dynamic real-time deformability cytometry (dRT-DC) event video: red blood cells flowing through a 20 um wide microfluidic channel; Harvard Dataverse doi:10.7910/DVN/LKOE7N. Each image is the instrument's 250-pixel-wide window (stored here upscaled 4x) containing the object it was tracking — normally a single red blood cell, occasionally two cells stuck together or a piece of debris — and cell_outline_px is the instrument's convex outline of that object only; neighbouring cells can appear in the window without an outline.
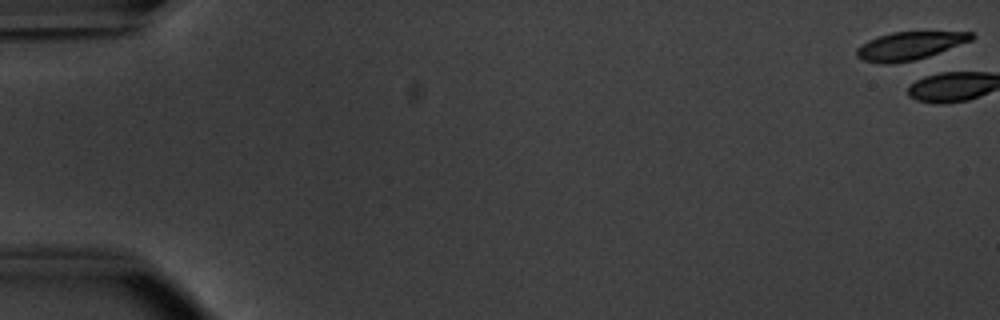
{"species": "common noctule bat (a hibernating species)", "species_latin": "Nyctalus noctula", "temperature_condition": "warm", "stored_images_in_passage": 3, "camera_frame_rate_fps": 3000, "um_per_image_px": 0.085, "animal": {"sex": "male", "body_mass_g": 20.1, "forearm_length_mm": 53.5}, "frame": {"image": 1, "passage_image": 1, "time_ms": 0.0, "image_size_px": [1000, 320], "cell_outline_px": [[976, 36], [972, 40], [928, 56], [912, 60], [888, 64], [880, 64], [864, 60], [856, 56], [856, 48], [860, 44], [868, 40], [892, 32], [972, 32]], "centroid_in_image_um": [77.28, 3.89], "position_along_channel_um": 7.7, "area_um2": 18.55}}